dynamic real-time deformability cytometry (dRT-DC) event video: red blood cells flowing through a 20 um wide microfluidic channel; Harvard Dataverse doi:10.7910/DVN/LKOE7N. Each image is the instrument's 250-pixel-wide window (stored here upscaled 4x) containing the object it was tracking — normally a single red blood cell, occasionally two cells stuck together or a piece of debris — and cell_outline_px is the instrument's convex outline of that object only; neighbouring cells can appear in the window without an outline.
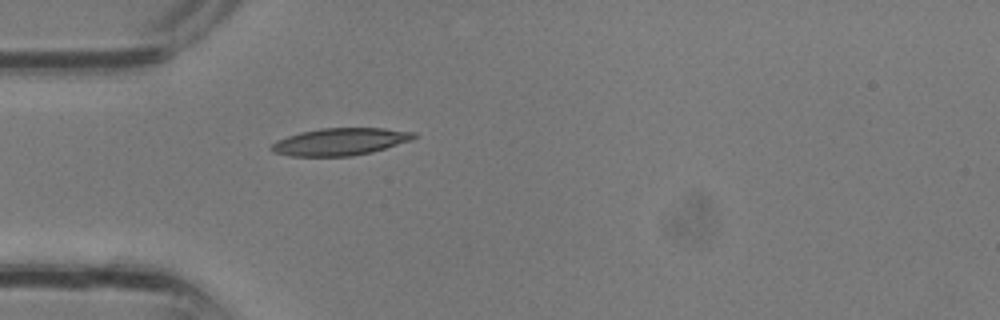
{"species": "common noctule bat (a hibernating species)", "species_latin": "Nyctalus noctula", "temperature_condition": "room temperature", "stored_images_in_passage": 1, "camera_frame_rate_fps": 3000, "um_per_image_px": 0.085, "animal": {"sex": "male", "body_mass_g": 13.3}, "frame": {"image": 1, "passage_image": 1, "time_ms": 0.0, "image_size_px": [1000, 320], "cell_outline_px": [[416, 136], [412, 140], [372, 152], [352, 156], [288, 156], [272, 152], [268, 148], [276, 140], [300, 132], [320, 128], [384, 128], [416, 132]], "centroid_in_image_um": [28.89, 12.04], "position_along_channel_um": 56.1, "area_um2": 22.77}}